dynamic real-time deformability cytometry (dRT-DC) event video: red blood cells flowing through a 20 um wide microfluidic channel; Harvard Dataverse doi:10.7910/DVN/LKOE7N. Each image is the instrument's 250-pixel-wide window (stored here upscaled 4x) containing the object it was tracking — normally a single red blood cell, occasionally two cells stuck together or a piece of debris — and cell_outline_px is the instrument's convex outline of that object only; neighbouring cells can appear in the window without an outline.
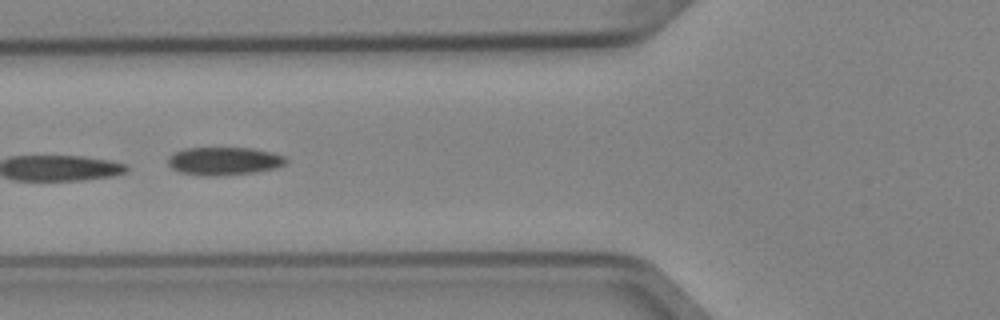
{"species": "Egyptian fruit bat (a non-hibernating species)", "species_latin": "Rousettus aegyptiacus", "temperature_condition": "cold", "stored_images_in_passage": 7, "camera_frame_rate_fps": 3000, "um_per_image_px": 0.085, "animal": {"sex": "female"}, "frame": {"image": 1, "passage_image": 4, "time_ms": 1.0, "image_size_px": [1000, 320], "cell_outline_px": [[288, 164], [276, 168], [256, 172], [216, 176], [204, 176], [180, 172], [172, 168], [168, 164], [168, 156], [172, 152], [184, 148], [252, 148], [272, 152], [288, 156]], "centroid_in_image_um": [19.08, 13.68], "position_along_channel_um": 106.7, "area_um2": 19.65}}